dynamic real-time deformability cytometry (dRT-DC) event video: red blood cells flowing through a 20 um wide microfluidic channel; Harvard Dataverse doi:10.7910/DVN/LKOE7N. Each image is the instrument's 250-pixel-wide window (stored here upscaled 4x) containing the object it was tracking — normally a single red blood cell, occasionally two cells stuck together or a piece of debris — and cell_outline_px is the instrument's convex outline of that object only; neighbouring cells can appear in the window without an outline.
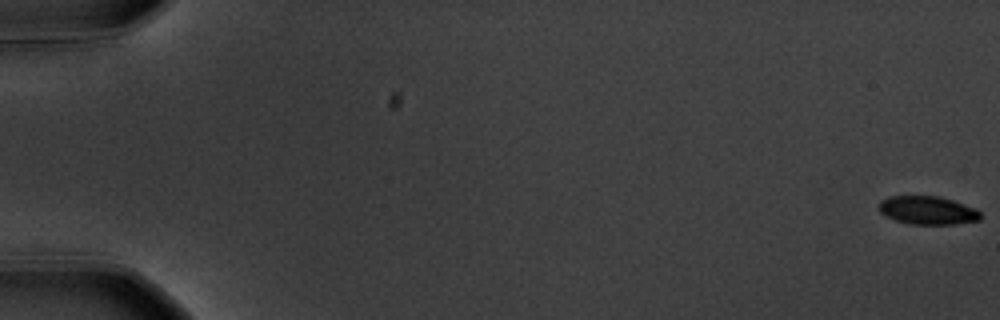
{"species": "common noctule bat (a hibernating species)", "species_latin": "Nyctalus noctula", "temperature_condition": "warm", "stored_images_in_passage": 58, "camera_frame_rate_fps": 3000, "um_per_image_px": 0.085, "animal": {"sex": "male", "body_mass_g": 20.1, "forearm_length_mm": 53.5}, "frame": {"image": 1, "passage_image": 1, "time_ms": 0.0, "image_size_px": [1000, 320], "cell_outline_px": [[980, 220], [956, 224], [908, 224], [884, 216], [880, 212], [880, 200], [888, 196], [940, 196], [976, 208], [980, 212]], "centroid_in_image_um": [78.84, 17.88], "position_along_channel_um": 6.2, "area_um2": 16.82}}
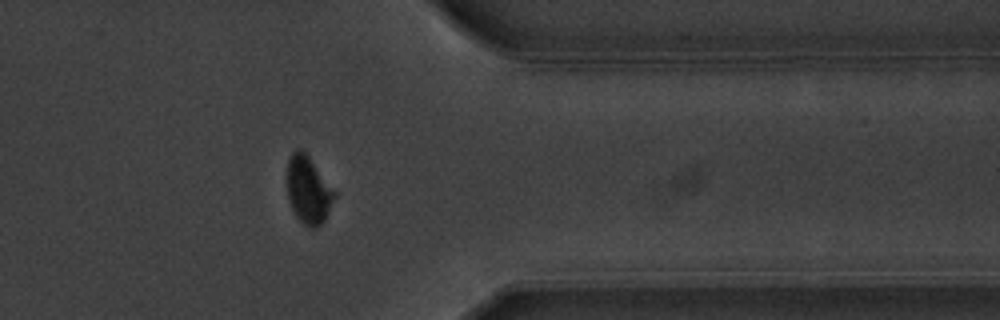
{"frame": {"image": 2, "passage_image": 48, "time_ms": 15.667, "image_size_px": [1000, 320], "cell_outline_px": [[336, 196], [324, 220], [316, 228], [308, 228], [296, 216], [288, 200], [288, 160], [292, 152], [296, 148], [300, 148], [308, 156], [336, 192]], "centroid_in_image_um": [26.21, 16.16], "position_along_channel_um": 385.2, "area_um2": 18.32}}
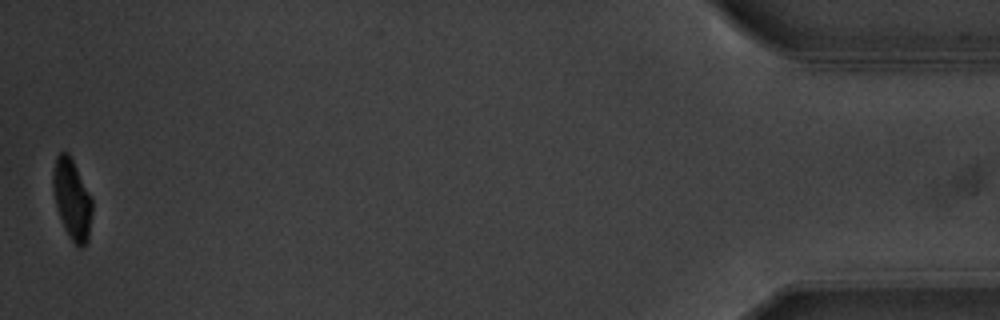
{"frame": {"image": 3, "passage_image": 58, "time_ms": 19.0, "image_size_px": [1000, 320], "cell_outline_px": [[92, 212], [88, 240], [84, 248], [80, 248], [72, 240], [64, 228], [56, 204], [52, 188], [52, 172], [56, 156], [60, 152], [68, 152], [92, 196]], "centroid_in_image_um": [6.13, 16.92], "position_along_channel_um": 429.1, "area_um2": 18.38}, "authors_computed_cell_mechanics": {"area_um2": 18.8428, "velocity_mm_per_s": 3.5922, "shape_relaxation_time_tau1_ms": 2.0862, "shape_relaxation_time_tau2_ms": null, "deformation_change_tau1": 0.143, "deformation_change_tau2": null}}